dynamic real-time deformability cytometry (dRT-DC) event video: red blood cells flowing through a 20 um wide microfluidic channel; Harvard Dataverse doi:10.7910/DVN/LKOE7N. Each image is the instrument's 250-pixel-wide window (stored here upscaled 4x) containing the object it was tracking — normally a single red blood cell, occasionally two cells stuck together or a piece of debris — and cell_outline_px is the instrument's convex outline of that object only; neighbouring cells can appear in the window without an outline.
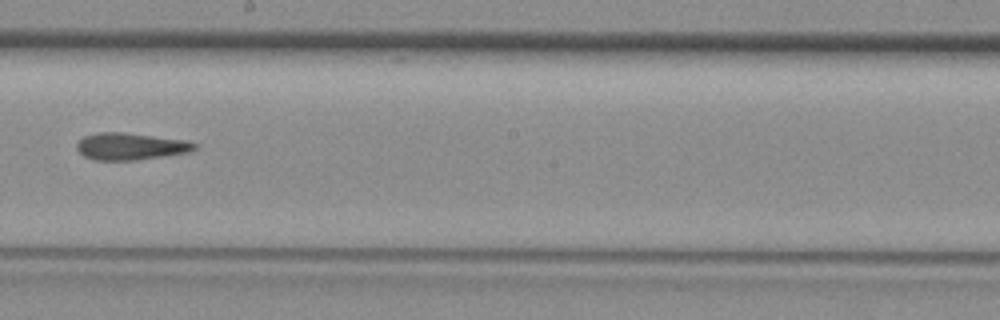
{"species": "common noctule bat (a hibernating species)", "species_latin": "Nyctalus noctula", "temperature_condition": "room temperature", "stored_images_in_passage": 30, "camera_frame_rate_fps": 3000, "um_per_image_px": 0.085, "animal": {"sex": "female", "body_mass_g": 29.2, "forearm_length_mm": 56.3}, "frame": {"image": 1, "passage_image": 21, "time_ms": 6.667, "image_size_px": [1000, 320], "cell_outline_px": [[196, 148], [188, 152], [164, 156], [136, 160], [92, 160], [84, 156], [76, 148], [76, 144], [84, 136], [100, 132], [124, 132], [188, 140], [196, 144]], "centroid_in_image_um": [11.09, 12.44], "position_along_channel_um": 237.1, "area_um2": 18.55}}